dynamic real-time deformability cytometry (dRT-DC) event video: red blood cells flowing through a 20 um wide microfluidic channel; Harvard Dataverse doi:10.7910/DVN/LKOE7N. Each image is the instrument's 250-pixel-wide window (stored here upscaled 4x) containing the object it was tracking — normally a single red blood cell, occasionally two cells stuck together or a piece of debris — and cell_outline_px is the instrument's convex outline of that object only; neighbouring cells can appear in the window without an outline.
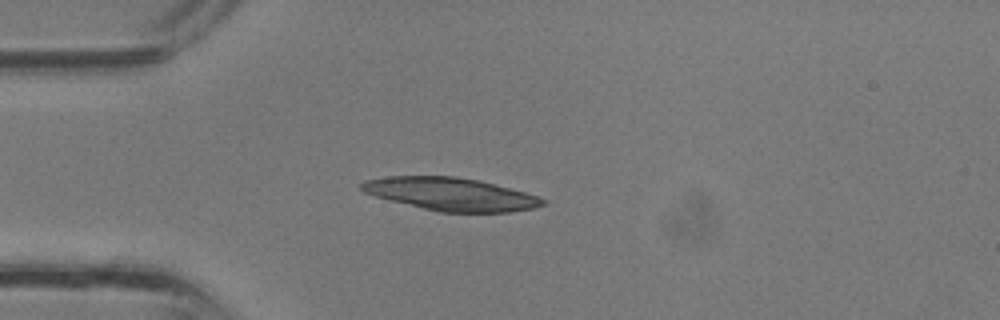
{"species": "common noctule bat (a hibernating species)", "species_latin": "Nyctalus noctula", "temperature_condition": "room temperature", "stored_images_in_passage": 11, "camera_frame_rate_fps": 3000, "um_per_image_px": 0.085, "animal": {"sex": "male", "body_mass_g": 13.3}, "frame": {"image": 1, "passage_image": 1, "time_ms": 0.0, "image_size_px": [1000, 320], "cell_outline_px": [[548, 204], [532, 208], [512, 212], [440, 212], [376, 196], [364, 192], [360, 188], [360, 184], [364, 180], [388, 176], [456, 176], [480, 180], [524, 192], [548, 200]], "centroid_in_image_um": [38.35, 16.49], "position_along_channel_um": 46.6, "area_um2": 34.51}}